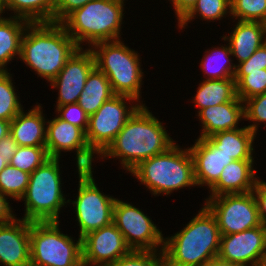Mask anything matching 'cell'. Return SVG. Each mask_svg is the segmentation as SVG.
<instances>
[{
  "mask_svg": "<svg viewBox=\"0 0 266 266\" xmlns=\"http://www.w3.org/2000/svg\"><path fill=\"white\" fill-rule=\"evenodd\" d=\"M204 266H239L216 256L211 258Z\"/></svg>",
  "mask_w": 266,
  "mask_h": 266,
  "instance_id": "ee69618b",
  "label": "cell"
},
{
  "mask_svg": "<svg viewBox=\"0 0 266 266\" xmlns=\"http://www.w3.org/2000/svg\"><path fill=\"white\" fill-rule=\"evenodd\" d=\"M135 100L125 95H114L88 120V128L85 132L88 146L94 153L101 154L114 140L127 120L141 106L136 104L127 108L125 100Z\"/></svg>",
  "mask_w": 266,
  "mask_h": 266,
  "instance_id": "8fae6325",
  "label": "cell"
},
{
  "mask_svg": "<svg viewBox=\"0 0 266 266\" xmlns=\"http://www.w3.org/2000/svg\"><path fill=\"white\" fill-rule=\"evenodd\" d=\"M113 223L123 234L131 250L156 251L161 244L163 251L162 233L147 215L133 205L116 199L113 207Z\"/></svg>",
  "mask_w": 266,
  "mask_h": 266,
  "instance_id": "7c38bea8",
  "label": "cell"
},
{
  "mask_svg": "<svg viewBox=\"0 0 266 266\" xmlns=\"http://www.w3.org/2000/svg\"><path fill=\"white\" fill-rule=\"evenodd\" d=\"M205 206L214 215L221 235L239 233L261 226L253 192L210 197Z\"/></svg>",
  "mask_w": 266,
  "mask_h": 266,
  "instance_id": "30bf717a",
  "label": "cell"
},
{
  "mask_svg": "<svg viewBox=\"0 0 266 266\" xmlns=\"http://www.w3.org/2000/svg\"><path fill=\"white\" fill-rule=\"evenodd\" d=\"M93 46L95 66L107 76L114 94L139 100L143 72L138 54L119 40Z\"/></svg>",
  "mask_w": 266,
  "mask_h": 266,
  "instance_id": "8992f818",
  "label": "cell"
},
{
  "mask_svg": "<svg viewBox=\"0 0 266 266\" xmlns=\"http://www.w3.org/2000/svg\"><path fill=\"white\" fill-rule=\"evenodd\" d=\"M220 240L217 221L204 205L183 230L164 239L166 266H204L218 255Z\"/></svg>",
  "mask_w": 266,
  "mask_h": 266,
  "instance_id": "3957f363",
  "label": "cell"
},
{
  "mask_svg": "<svg viewBox=\"0 0 266 266\" xmlns=\"http://www.w3.org/2000/svg\"><path fill=\"white\" fill-rule=\"evenodd\" d=\"M217 256L239 266H266V228L221 235Z\"/></svg>",
  "mask_w": 266,
  "mask_h": 266,
  "instance_id": "4fadbf2b",
  "label": "cell"
},
{
  "mask_svg": "<svg viewBox=\"0 0 266 266\" xmlns=\"http://www.w3.org/2000/svg\"><path fill=\"white\" fill-rule=\"evenodd\" d=\"M30 180V174L17 169L10 164L0 172V192L21 200Z\"/></svg>",
  "mask_w": 266,
  "mask_h": 266,
  "instance_id": "4dcf8cb0",
  "label": "cell"
},
{
  "mask_svg": "<svg viewBox=\"0 0 266 266\" xmlns=\"http://www.w3.org/2000/svg\"><path fill=\"white\" fill-rule=\"evenodd\" d=\"M124 0H93L70 13L61 24L79 48L119 39Z\"/></svg>",
  "mask_w": 266,
  "mask_h": 266,
  "instance_id": "277c9868",
  "label": "cell"
},
{
  "mask_svg": "<svg viewBox=\"0 0 266 266\" xmlns=\"http://www.w3.org/2000/svg\"><path fill=\"white\" fill-rule=\"evenodd\" d=\"M55 0H3L2 13L5 8L13 10L16 17L31 23L52 22Z\"/></svg>",
  "mask_w": 266,
  "mask_h": 266,
  "instance_id": "4316f807",
  "label": "cell"
},
{
  "mask_svg": "<svg viewBox=\"0 0 266 266\" xmlns=\"http://www.w3.org/2000/svg\"><path fill=\"white\" fill-rule=\"evenodd\" d=\"M58 223L30 222V266H83L82 239L74 243Z\"/></svg>",
  "mask_w": 266,
  "mask_h": 266,
  "instance_id": "ba28073f",
  "label": "cell"
},
{
  "mask_svg": "<svg viewBox=\"0 0 266 266\" xmlns=\"http://www.w3.org/2000/svg\"><path fill=\"white\" fill-rule=\"evenodd\" d=\"M45 123L40 105L26 114L22 109L11 121L10 135L18 146H45Z\"/></svg>",
  "mask_w": 266,
  "mask_h": 266,
  "instance_id": "44dd1931",
  "label": "cell"
},
{
  "mask_svg": "<svg viewBox=\"0 0 266 266\" xmlns=\"http://www.w3.org/2000/svg\"><path fill=\"white\" fill-rule=\"evenodd\" d=\"M198 87L194 102L200 111L210 106L232 101L237 97L234 78L203 81Z\"/></svg>",
  "mask_w": 266,
  "mask_h": 266,
  "instance_id": "484cf974",
  "label": "cell"
},
{
  "mask_svg": "<svg viewBox=\"0 0 266 266\" xmlns=\"http://www.w3.org/2000/svg\"><path fill=\"white\" fill-rule=\"evenodd\" d=\"M2 4H3V0H0V14H2Z\"/></svg>",
  "mask_w": 266,
  "mask_h": 266,
  "instance_id": "7dc6e473",
  "label": "cell"
},
{
  "mask_svg": "<svg viewBox=\"0 0 266 266\" xmlns=\"http://www.w3.org/2000/svg\"><path fill=\"white\" fill-rule=\"evenodd\" d=\"M18 144L9 134L7 137L0 140V154H2L9 163L11 158L17 151Z\"/></svg>",
  "mask_w": 266,
  "mask_h": 266,
  "instance_id": "60d3db41",
  "label": "cell"
},
{
  "mask_svg": "<svg viewBox=\"0 0 266 266\" xmlns=\"http://www.w3.org/2000/svg\"><path fill=\"white\" fill-rule=\"evenodd\" d=\"M81 239L83 266H106L131 251L123 234L113 222L88 233Z\"/></svg>",
  "mask_w": 266,
  "mask_h": 266,
  "instance_id": "9a60e30c",
  "label": "cell"
},
{
  "mask_svg": "<svg viewBox=\"0 0 266 266\" xmlns=\"http://www.w3.org/2000/svg\"><path fill=\"white\" fill-rule=\"evenodd\" d=\"M252 192L257 202L261 225L266 228V183L257 179Z\"/></svg>",
  "mask_w": 266,
  "mask_h": 266,
  "instance_id": "ab89813d",
  "label": "cell"
},
{
  "mask_svg": "<svg viewBox=\"0 0 266 266\" xmlns=\"http://www.w3.org/2000/svg\"><path fill=\"white\" fill-rule=\"evenodd\" d=\"M244 115L248 120L266 122V92L244 101Z\"/></svg>",
  "mask_w": 266,
  "mask_h": 266,
  "instance_id": "8d00e7d4",
  "label": "cell"
},
{
  "mask_svg": "<svg viewBox=\"0 0 266 266\" xmlns=\"http://www.w3.org/2000/svg\"><path fill=\"white\" fill-rule=\"evenodd\" d=\"M5 195L0 192V224H5L15 219Z\"/></svg>",
  "mask_w": 266,
  "mask_h": 266,
  "instance_id": "7bdbcfd3",
  "label": "cell"
},
{
  "mask_svg": "<svg viewBox=\"0 0 266 266\" xmlns=\"http://www.w3.org/2000/svg\"><path fill=\"white\" fill-rule=\"evenodd\" d=\"M234 80L236 81L237 96L243 102L266 92V69L236 71Z\"/></svg>",
  "mask_w": 266,
  "mask_h": 266,
  "instance_id": "f1b7e54d",
  "label": "cell"
},
{
  "mask_svg": "<svg viewBox=\"0 0 266 266\" xmlns=\"http://www.w3.org/2000/svg\"><path fill=\"white\" fill-rule=\"evenodd\" d=\"M9 165V162L5 160L4 156L0 154V172L7 166Z\"/></svg>",
  "mask_w": 266,
  "mask_h": 266,
  "instance_id": "bcb514c9",
  "label": "cell"
},
{
  "mask_svg": "<svg viewBox=\"0 0 266 266\" xmlns=\"http://www.w3.org/2000/svg\"><path fill=\"white\" fill-rule=\"evenodd\" d=\"M26 31L20 59L51 82L79 47L61 23H30Z\"/></svg>",
  "mask_w": 266,
  "mask_h": 266,
  "instance_id": "7a4b0ae2",
  "label": "cell"
},
{
  "mask_svg": "<svg viewBox=\"0 0 266 266\" xmlns=\"http://www.w3.org/2000/svg\"><path fill=\"white\" fill-rule=\"evenodd\" d=\"M10 73L0 71V119L12 121L23 109L14 91Z\"/></svg>",
  "mask_w": 266,
  "mask_h": 266,
  "instance_id": "1f68e13d",
  "label": "cell"
},
{
  "mask_svg": "<svg viewBox=\"0 0 266 266\" xmlns=\"http://www.w3.org/2000/svg\"><path fill=\"white\" fill-rule=\"evenodd\" d=\"M189 150L194 161L196 185L206 184L211 187L219 179L224 167L234 161L207 138H198Z\"/></svg>",
  "mask_w": 266,
  "mask_h": 266,
  "instance_id": "ac0fdd59",
  "label": "cell"
},
{
  "mask_svg": "<svg viewBox=\"0 0 266 266\" xmlns=\"http://www.w3.org/2000/svg\"><path fill=\"white\" fill-rule=\"evenodd\" d=\"M0 263L30 266V221L14 219L0 224Z\"/></svg>",
  "mask_w": 266,
  "mask_h": 266,
  "instance_id": "e0dca14e",
  "label": "cell"
},
{
  "mask_svg": "<svg viewBox=\"0 0 266 266\" xmlns=\"http://www.w3.org/2000/svg\"><path fill=\"white\" fill-rule=\"evenodd\" d=\"M266 69V42L246 61L236 66V71H255Z\"/></svg>",
  "mask_w": 266,
  "mask_h": 266,
  "instance_id": "f35d334b",
  "label": "cell"
},
{
  "mask_svg": "<svg viewBox=\"0 0 266 266\" xmlns=\"http://www.w3.org/2000/svg\"><path fill=\"white\" fill-rule=\"evenodd\" d=\"M228 9L231 13V0H197L192 9L179 21V27H184L198 12L205 20H216L222 18Z\"/></svg>",
  "mask_w": 266,
  "mask_h": 266,
  "instance_id": "d6a6232c",
  "label": "cell"
},
{
  "mask_svg": "<svg viewBox=\"0 0 266 266\" xmlns=\"http://www.w3.org/2000/svg\"><path fill=\"white\" fill-rule=\"evenodd\" d=\"M212 51L211 53L207 52L208 55H204L206 58L204 57L203 58L204 60H202L200 64L205 74H209L208 76L210 78L208 77L207 79L208 80H219V79L234 78L235 72H236V65L234 64V66L232 67L231 59L229 58V56L232 55L230 47L222 46L221 49L217 48V49H213ZM221 59L222 60L224 59L225 63L229 62L231 64H228L229 66L228 65L225 66L224 65L225 63L219 64V60L222 61Z\"/></svg>",
  "mask_w": 266,
  "mask_h": 266,
  "instance_id": "83f0119b",
  "label": "cell"
},
{
  "mask_svg": "<svg viewBox=\"0 0 266 266\" xmlns=\"http://www.w3.org/2000/svg\"><path fill=\"white\" fill-rule=\"evenodd\" d=\"M244 103L238 96L232 101L210 106L198 112L203 124L199 138H207L221 131L238 129L236 126L244 115ZM243 105V106H242Z\"/></svg>",
  "mask_w": 266,
  "mask_h": 266,
  "instance_id": "ffe728a7",
  "label": "cell"
},
{
  "mask_svg": "<svg viewBox=\"0 0 266 266\" xmlns=\"http://www.w3.org/2000/svg\"><path fill=\"white\" fill-rule=\"evenodd\" d=\"M93 0H55L52 22L61 23L74 10Z\"/></svg>",
  "mask_w": 266,
  "mask_h": 266,
  "instance_id": "74e56055",
  "label": "cell"
},
{
  "mask_svg": "<svg viewBox=\"0 0 266 266\" xmlns=\"http://www.w3.org/2000/svg\"><path fill=\"white\" fill-rule=\"evenodd\" d=\"M95 67L91 49L79 48L65 63L57 77L51 81L53 88L58 87L57 107L77 103L86 83L87 76Z\"/></svg>",
  "mask_w": 266,
  "mask_h": 266,
  "instance_id": "2e32d148",
  "label": "cell"
},
{
  "mask_svg": "<svg viewBox=\"0 0 266 266\" xmlns=\"http://www.w3.org/2000/svg\"><path fill=\"white\" fill-rule=\"evenodd\" d=\"M59 158H50L30 174L25 199V216L30 222L59 221L58 216L66 203L61 192Z\"/></svg>",
  "mask_w": 266,
  "mask_h": 266,
  "instance_id": "52a82bcc",
  "label": "cell"
},
{
  "mask_svg": "<svg viewBox=\"0 0 266 266\" xmlns=\"http://www.w3.org/2000/svg\"><path fill=\"white\" fill-rule=\"evenodd\" d=\"M265 34V23L238 20L233 33L230 37H224L223 40H229L231 54L241 63L248 60L266 42ZM263 38H265L264 41Z\"/></svg>",
  "mask_w": 266,
  "mask_h": 266,
  "instance_id": "7402d4cb",
  "label": "cell"
},
{
  "mask_svg": "<svg viewBox=\"0 0 266 266\" xmlns=\"http://www.w3.org/2000/svg\"><path fill=\"white\" fill-rule=\"evenodd\" d=\"M161 124L141 104L101 157L121 158L123 167L131 172L142 161L166 152L175 144Z\"/></svg>",
  "mask_w": 266,
  "mask_h": 266,
  "instance_id": "6da1fadb",
  "label": "cell"
},
{
  "mask_svg": "<svg viewBox=\"0 0 266 266\" xmlns=\"http://www.w3.org/2000/svg\"><path fill=\"white\" fill-rule=\"evenodd\" d=\"M10 124L11 121H5L0 119V140L10 134Z\"/></svg>",
  "mask_w": 266,
  "mask_h": 266,
  "instance_id": "f6af8a7d",
  "label": "cell"
},
{
  "mask_svg": "<svg viewBox=\"0 0 266 266\" xmlns=\"http://www.w3.org/2000/svg\"><path fill=\"white\" fill-rule=\"evenodd\" d=\"M30 23L28 20L16 16L9 19L0 17V71L6 70L4 69L5 64L13 56L20 57L22 37Z\"/></svg>",
  "mask_w": 266,
  "mask_h": 266,
  "instance_id": "d4e9b609",
  "label": "cell"
},
{
  "mask_svg": "<svg viewBox=\"0 0 266 266\" xmlns=\"http://www.w3.org/2000/svg\"><path fill=\"white\" fill-rule=\"evenodd\" d=\"M157 251L131 250L128 254L106 266H166L163 251L157 258Z\"/></svg>",
  "mask_w": 266,
  "mask_h": 266,
  "instance_id": "e575fe53",
  "label": "cell"
},
{
  "mask_svg": "<svg viewBox=\"0 0 266 266\" xmlns=\"http://www.w3.org/2000/svg\"><path fill=\"white\" fill-rule=\"evenodd\" d=\"M231 14L240 21L266 24V0H231Z\"/></svg>",
  "mask_w": 266,
  "mask_h": 266,
  "instance_id": "836d02e7",
  "label": "cell"
},
{
  "mask_svg": "<svg viewBox=\"0 0 266 266\" xmlns=\"http://www.w3.org/2000/svg\"><path fill=\"white\" fill-rule=\"evenodd\" d=\"M256 123L234 130L215 133L207 139L234 160H253L252 142L257 131Z\"/></svg>",
  "mask_w": 266,
  "mask_h": 266,
  "instance_id": "603a6c76",
  "label": "cell"
},
{
  "mask_svg": "<svg viewBox=\"0 0 266 266\" xmlns=\"http://www.w3.org/2000/svg\"><path fill=\"white\" fill-rule=\"evenodd\" d=\"M176 144L166 152L142 161L131 173L146 185L154 195L169 194L183 187L196 185L194 161L188 149Z\"/></svg>",
  "mask_w": 266,
  "mask_h": 266,
  "instance_id": "5b68a950",
  "label": "cell"
},
{
  "mask_svg": "<svg viewBox=\"0 0 266 266\" xmlns=\"http://www.w3.org/2000/svg\"><path fill=\"white\" fill-rule=\"evenodd\" d=\"M79 189L75 204L80 238L113 222L116 199L102 194L93 179L92 169L78 170Z\"/></svg>",
  "mask_w": 266,
  "mask_h": 266,
  "instance_id": "9c48e42d",
  "label": "cell"
},
{
  "mask_svg": "<svg viewBox=\"0 0 266 266\" xmlns=\"http://www.w3.org/2000/svg\"><path fill=\"white\" fill-rule=\"evenodd\" d=\"M57 111L58 113L60 112V116H58V118L63 121L69 122L86 132L88 128L89 116L78 103L59 106L57 107Z\"/></svg>",
  "mask_w": 266,
  "mask_h": 266,
  "instance_id": "d590c367",
  "label": "cell"
},
{
  "mask_svg": "<svg viewBox=\"0 0 266 266\" xmlns=\"http://www.w3.org/2000/svg\"><path fill=\"white\" fill-rule=\"evenodd\" d=\"M49 159L46 146H18L9 164L31 174Z\"/></svg>",
  "mask_w": 266,
  "mask_h": 266,
  "instance_id": "f546056e",
  "label": "cell"
},
{
  "mask_svg": "<svg viewBox=\"0 0 266 266\" xmlns=\"http://www.w3.org/2000/svg\"><path fill=\"white\" fill-rule=\"evenodd\" d=\"M252 165L253 160L230 162L222 170L219 179L210 187V197L252 192L257 181Z\"/></svg>",
  "mask_w": 266,
  "mask_h": 266,
  "instance_id": "d6986e66",
  "label": "cell"
},
{
  "mask_svg": "<svg viewBox=\"0 0 266 266\" xmlns=\"http://www.w3.org/2000/svg\"><path fill=\"white\" fill-rule=\"evenodd\" d=\"M114 95L107 76L95 66L87 76L77 103L91 116Z\"/></svg>",
  "mask_w": 266,
  "mask_h": 266,
  "instance_id": "cb8c5ba5",
  "label": "cell"
},
{
  "mask_svg": "<svg viewBox=\"0 0 266 266\" xmlns=\"http://www.w3.org/2000/svg\"><path fill=\"white\" fill-rule=\"evenodd\" d=\"M47 123L45 146L50 158H60V151L76 149L78 170L92 169L94 152L87 144L85 132L58 117Z\"/></svg>",
  "mask_w": 266,
  "mask_h": 266,
  "instance_id": "5bb4252c",
  "label": "cell"
},
{
  "mask_svg": "<svg viewBox=\"0 0 266 266\" xmlns=\"http://www.w3.org/2000/svg\"><path fill=\"white\" fill-rule=\"evenodd\" d=\"M175 7L178 22L192 9L197 0H171Z\"/></svg>",
  "mask_w": 266,
  "mask_h": 266,
  "instance_id": "b9f144b4",
  "label": "cell"
}]
</instances>
